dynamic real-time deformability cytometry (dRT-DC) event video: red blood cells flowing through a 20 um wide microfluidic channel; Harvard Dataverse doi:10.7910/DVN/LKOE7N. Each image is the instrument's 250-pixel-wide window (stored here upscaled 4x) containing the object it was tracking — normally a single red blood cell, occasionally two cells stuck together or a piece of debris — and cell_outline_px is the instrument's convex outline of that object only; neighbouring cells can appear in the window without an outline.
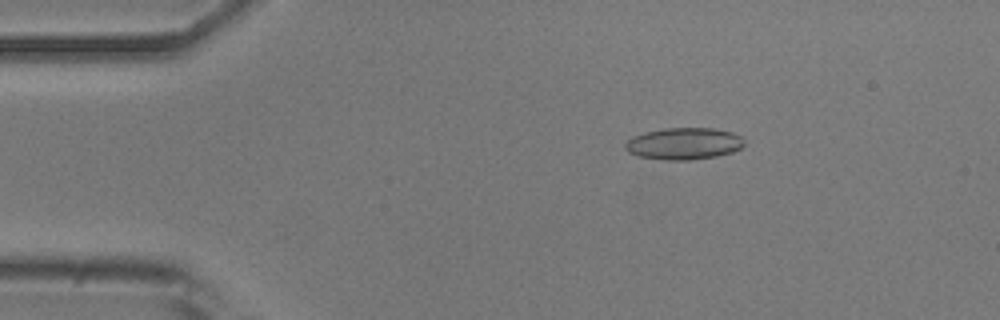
{"species": "common noctule bat (a hibernating species)", "species_latin": "Nyctalus noctula", "temperature_condition": "room temperature", "stored_images_in_passage": 49, "camera_frame_rate_fps": 3000, "um_per_image_px": 0.085, "animal": {"sex": "male", "body_mass_g": 20.5, "forearm_length_mm": 52.5}, "frame": {"image": 1, "passage_image": 5, "time_ms": 1.333, "image_size_px": [1000, 320], "cell_outline_px": [[744, 144], [740, 148], [732, 152], [716, 156], [688, 160], [664, 160], [640, 156], [628, 152], [624, 148], [624, 144], [632, 136], [644, 132], [664, 128], [716, 128], [732, 132], [740, 136], [744, 140]], "centroid_in_image_um": [58.11, 12.2], "position_along_channel_um": 26.9, "area_um2": 22.14}}
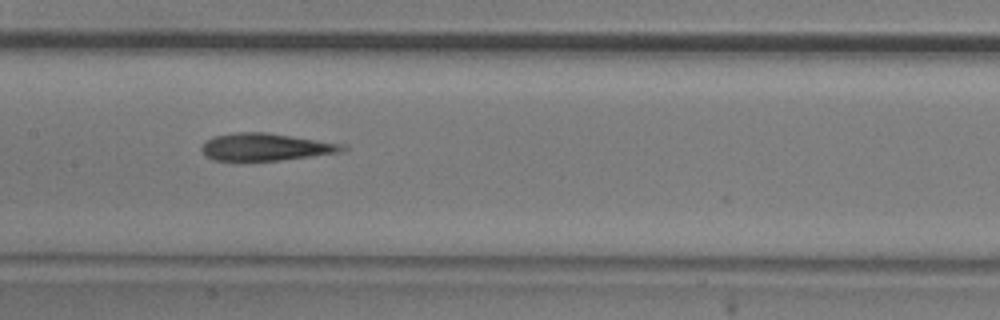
{"frame": {"image": 2, "passage_image": 22, "time_ms": 7.0, "image_size_px": [1000, 320], "cell_outline_px": [[348, 148], [340, 152], [280, 160], [212, 160], [200, 148], [204, 140], [212, 136], [236, 132], [268, 132], [348, 144]], "centroid_in_image_um": [22.61, 12.47], "position_along_channel_um": 184.8, "area_um2": 22.6}}
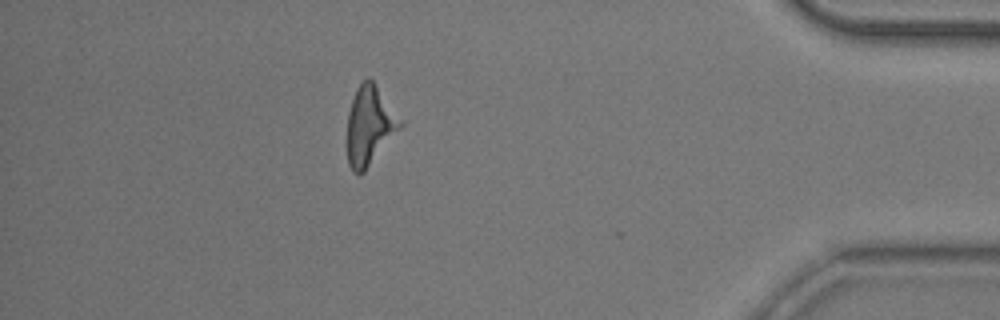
{"frame": {"image": 3, "passage_image": 43, "time_ms": 14.0, "image_size_px": [1000, 320], "cell_outline_px": [[404, 124], [364, 172], [360, 176], [356, 176], [352, 172], [348, 164], [348, 112], [356, 88], [368, 76], [372, 80], [404, 120]], "centroid_in_image_um": [31.44, 10.69], "position_along_channel_um": 403.8, "area_um2": 24.51}}